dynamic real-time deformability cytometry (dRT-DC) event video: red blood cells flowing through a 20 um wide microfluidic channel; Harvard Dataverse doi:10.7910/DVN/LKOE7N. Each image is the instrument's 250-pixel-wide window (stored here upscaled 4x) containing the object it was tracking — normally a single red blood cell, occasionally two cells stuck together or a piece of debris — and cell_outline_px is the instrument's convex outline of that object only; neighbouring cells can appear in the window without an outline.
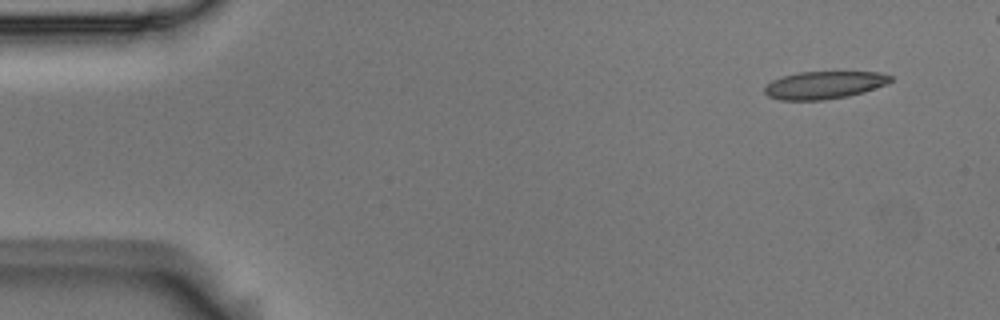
{"species": "Egyptian fruit bat (a non-hibernating species)", "species_latin": "Rousettus aegyptiacus", "temperature_condition": "room temperature", "stored_images_in_passage": 5, "camera_frame_rate_fps": 3000, "um_per_image_px": 0.085, "animal": {"sex": "male"}, "frame": {"image": 1, "passage_image": 1, "time_ms": 0.0, "image_size_px": [1000, 320], "cell_outline_px": [[892, 80], [888, 84], [864, 92], [848, 96], [824, 100], [780, 100], [768, 96], [764, 92], [764, 88], [772, 80], [796, 72], [880, 72], [892, 76]], "centroid_in_image_um": [70.07, 7.23], "position_along_channel_um": 14.9, "area_um2": 20.35}}